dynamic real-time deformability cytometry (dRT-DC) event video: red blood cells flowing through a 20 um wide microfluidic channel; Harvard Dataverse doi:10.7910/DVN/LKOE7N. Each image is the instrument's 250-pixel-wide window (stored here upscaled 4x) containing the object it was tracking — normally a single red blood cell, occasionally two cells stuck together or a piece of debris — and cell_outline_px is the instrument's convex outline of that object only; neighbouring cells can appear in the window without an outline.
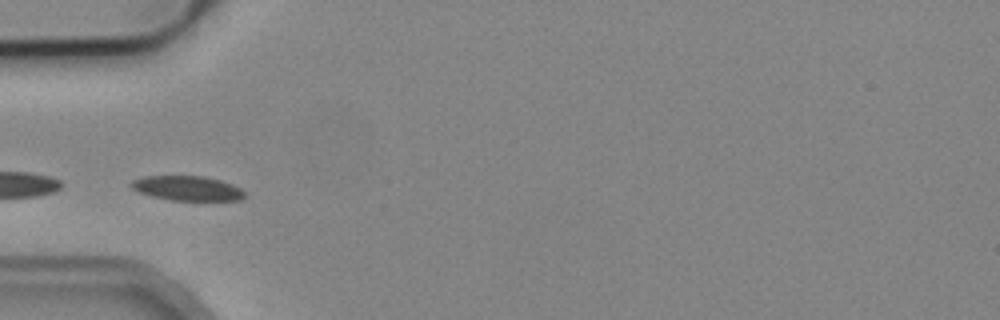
{"species": "common noctule bat (a hibernating species)", "species_latin": "Nyctalus noctula", "temperature_condition": "cold", "stored_images_in_passage": 6, "camera_frame_rate_fps": 3000, "um_per_image_px": 0.085, "animal": {"sex": "male", "body_mass_g": 19.2, "forearm_length_mm": 51.8}, "frame": {"image": 1, "passage_image": 4, "time_ms": 3.333, "image_size_px": [1000, 320], "cell_outline_px": [[244, 196], [240, 200], [172, 200], [152, 196], [140, 192], [132, 188], [128, 184], [132, 180], [144, 176], [204, 176], [220, 180], [232, 184], [240, 188], [244, 192]], "centroid_in_image_um": [15.9, 15.99], "position_along_channel_um": 69.1, "area_um2": 16.18}}